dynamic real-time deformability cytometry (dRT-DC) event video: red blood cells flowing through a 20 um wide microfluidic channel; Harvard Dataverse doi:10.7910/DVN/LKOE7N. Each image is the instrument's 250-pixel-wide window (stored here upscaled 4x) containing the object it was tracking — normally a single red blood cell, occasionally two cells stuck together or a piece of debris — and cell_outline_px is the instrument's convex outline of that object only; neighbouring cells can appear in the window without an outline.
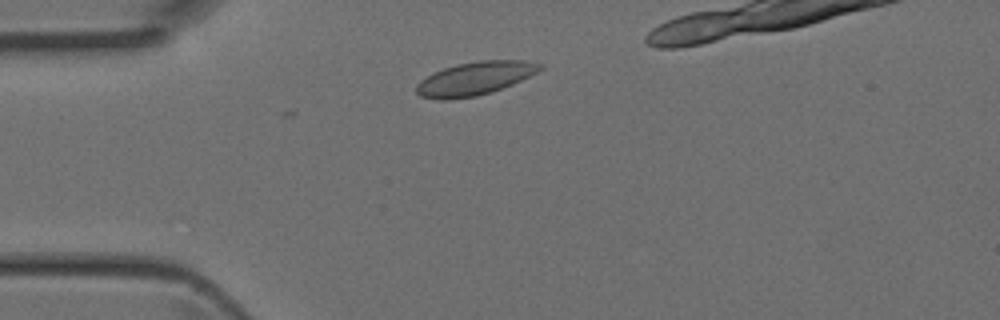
{"species": "Egyptian fruit bat (a non-hibernating species)", "species_latin": "Rousettus aegyptiacus", "temperature_condition": "room temperature", "stored_images_in_passage": 2, "camera_frame_rate_fps": 3000, "um_per_image_px": 0.085, "animal": {"sex": "female"}, "frame": {"image": 1, "passage_image": 2, "time_ms": 0.333, "image_size_px": [1000, 320], "cell_outline_px": [[544, 68], [512, 84], [492, 92], [476, 96], [448, 100], [440, 100], [420, 96], [416, 92], [416, 84], [420, 80], [444, 68], [456, 64], [476, 60], [520, 60], [544, 64]], "centroid_in_image_um": [40.35, 6.67], "position_along_channel_um": 44.6, "area_um2": 23.93}}